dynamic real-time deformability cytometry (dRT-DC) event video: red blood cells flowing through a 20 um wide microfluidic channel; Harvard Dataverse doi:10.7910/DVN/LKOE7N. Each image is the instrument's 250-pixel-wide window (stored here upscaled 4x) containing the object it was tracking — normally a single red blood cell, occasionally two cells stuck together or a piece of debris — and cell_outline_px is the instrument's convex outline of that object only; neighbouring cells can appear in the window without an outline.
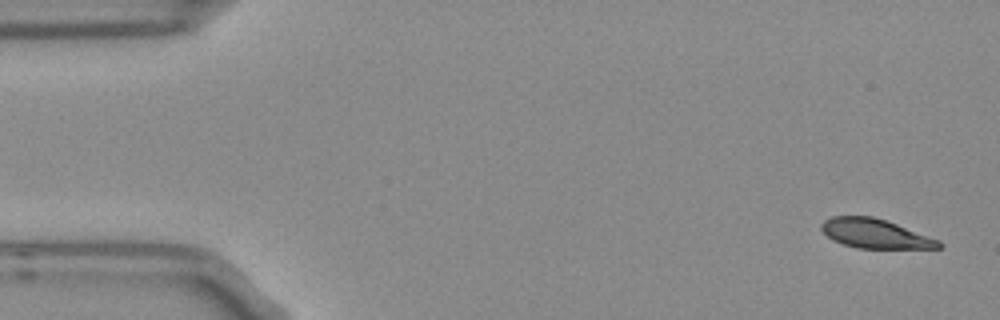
{"species": "Egyptian fruit bat (a non-hibernating species)", "species_latin": "Rousettus aegyptiacus", "temperature_condition": "room temperature", "stored_images_in_passage": 4, "camera_frame_rate_fps": 3000, "um_per_image_px": 0.085, "frame": {"image": 1, "passage_image": 1, "time_ms": 0.0, "image_size_px": [1000, 320], "cell_outline_px": [[944, 244], [940, 248], [856, 248], [832, 240], [820, 228], [820, 224], [824, 220], [832, 216], [872, 216], [896, 224], [940, 240]], "centroid_in_image_um": [74.37, 19.86], "position_along_channel_um": 10.6, "area_um2": 19.88}}
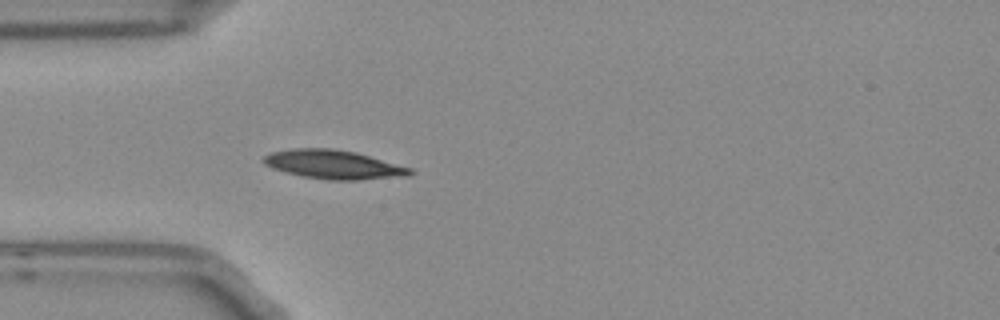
{"frame": {"image": 2, "passage_image": 4, "time_ms": 1.0, "image_size_px": [1000, 320], "cell_outline_px": [[416, 172], [412, 176], [360, 180], [328, 180], [304, 176], [272, 168], [264, 164], [264, 156], [272, 152], [296, 148], [332, 148], [356, 152], [412, 168]], "centroid_in_image_um": [28.44, 13.99], "position_along_channel_um": 56.6, "area_um2": 24.68}}